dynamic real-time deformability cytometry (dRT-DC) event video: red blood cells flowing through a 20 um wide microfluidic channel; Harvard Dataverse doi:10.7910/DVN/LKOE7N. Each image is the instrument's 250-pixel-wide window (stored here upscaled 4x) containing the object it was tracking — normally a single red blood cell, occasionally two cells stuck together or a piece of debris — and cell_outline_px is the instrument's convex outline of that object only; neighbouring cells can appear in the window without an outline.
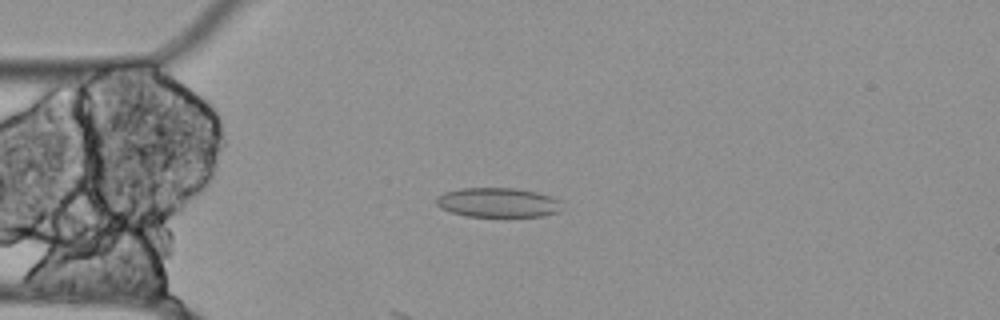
{"species": "Egyptian fruit bat (a non-hibernating species)", "species_latin": "Rousettus aegyptiacus", "temperature_condition": "cold", "stored_images_in_passage": 29, "camera_frame_rate_fps": 3000, "um_per_image_px": 0.085, "animal": {"sex": "female"}, "frame": {"image": 1, "passage_image": 14, "time_ms": 4.333, "image_size_px": [1000, 320], "cell_outline_px": [[560, 212], [544, 216], [468, 216], [452, 212], [440, 208], [436, 204], [436, 196], [444, 192], [460, 188], [516, 188], [536, 192], [552, 196], [560, 200]], "centroid_in_image_um": [42.32, 17.21], "position_along_channel_um": 42.7, "area_um2": 21.68}}
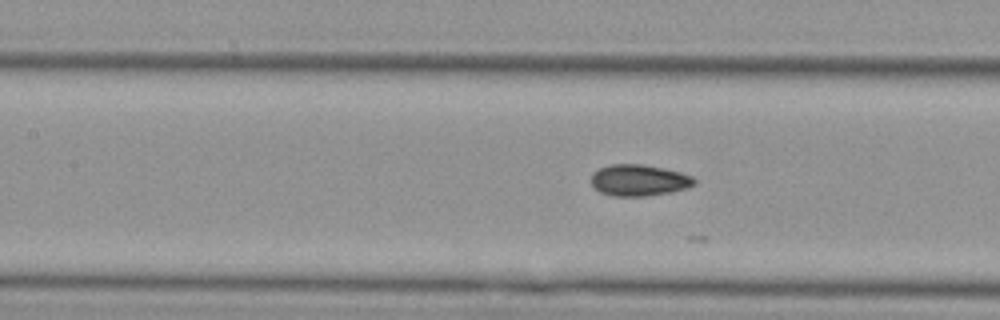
{"frame": {"image": 2, "passage_image": 24, "time_ms": 7.667, "image_size_px": [1000, 320], "cell_outline_px": [[696, 184], [688, 188], [672, 192], [644, 196], [612, 196], [600, 192], [592, 184], [592, 172], [608, 164], [640, 164], [664, 168], [680, 172], [692, 176], [696, 180]], "centroid_in_image_um": [54.33, 15.32], "position_along_channel_um": 153.1, "area_um2": 18.96}}
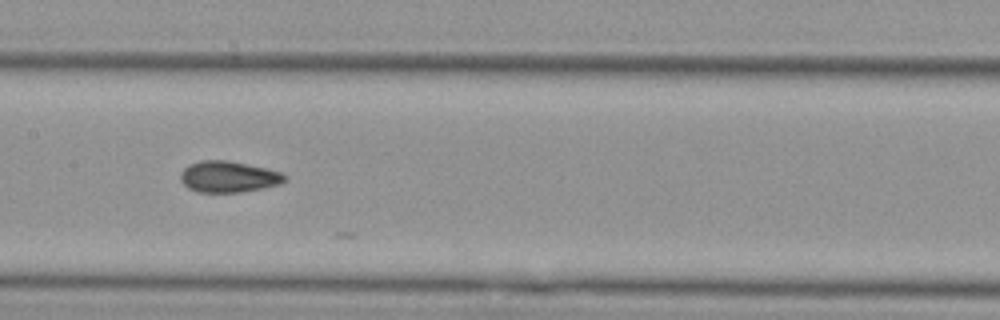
{"frame": {"image": 3, "passage_image": 27, "time_ms": 8.667, "image_size_px": [1000, 320], "cell_outline_px": [[288, 176], [280, 184], [240, 192], [196, 192], [188, 188], [180, 180], [180, 172], [188, 164], [200, 160], [228, 160], [268, 168], [280, 172]], "centroid_in_image_um": [19.39, 15.01], "position_along_channel_um": 188.0, "area_um2": 19.07}}